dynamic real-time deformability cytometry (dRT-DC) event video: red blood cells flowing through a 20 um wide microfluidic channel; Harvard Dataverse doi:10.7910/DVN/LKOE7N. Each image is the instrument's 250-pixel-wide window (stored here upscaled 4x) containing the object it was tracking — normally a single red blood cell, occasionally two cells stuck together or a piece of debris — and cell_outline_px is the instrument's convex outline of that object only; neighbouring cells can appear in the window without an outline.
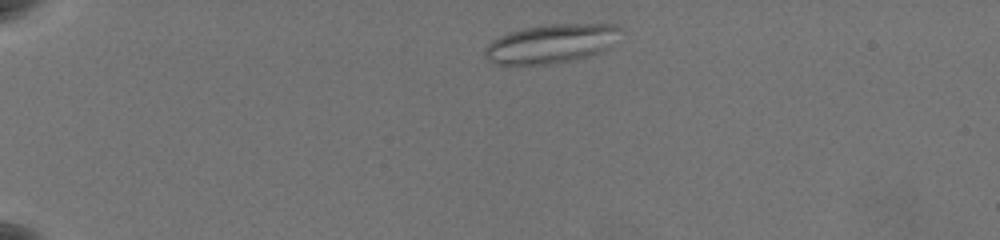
{"species": "common noctule bat (a hibernating species)", "species_latin": "Nyctalus noctula", "temperature_condition": "warm", "stored_images_in_passage": 50, "camera_frame_rate_fps": 3000, "um_per_image_px": 0.085, "animal": {"sex": "female", "body_mass_g": 19.5, "forearm_length_mm": 54.1}, "frame": {"image": 1, "passage_image": 4, "time_ms": 1.0, "image_size_px": [1000, 240], "cell_outline_px": [[620, 28], [604, 48], [588, 56], [548, 64], [496, 64], [488, 60], [484, 56], [484, 48], [492, 40], [508, 32], [524, 28], [552, 24], [616, 24]], "centroid_in_image_um": [46.7, 3.7], "position_along_channel_um": 38.3, "area_um2": 29.77}}
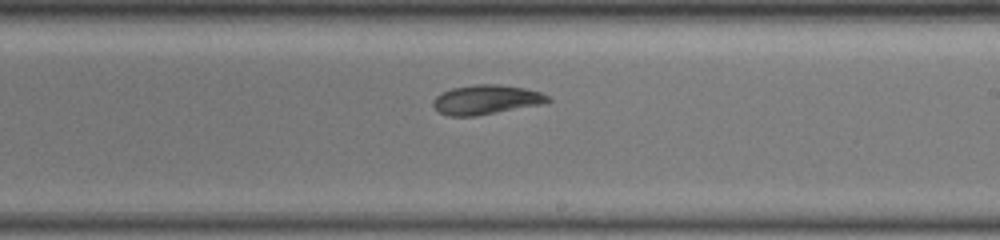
{"frame": {"image": 2, "passage_image": 28, "time_ms": 9.0, "image_size_px": [1000, 240], "cell_outline_px": [[552, 100], [540, 104], [476, 116], [448, 116], [440, 112], [432, 104], [432, 100], [440, 92], [452, 88], [476, 84], [500, 84], [524, 88], [540, 92], [548, 96]], "centroid_in_image_um": [41.28, 8.46], "position_along_channel_um": 247.7, "area_um2": 19.59}}
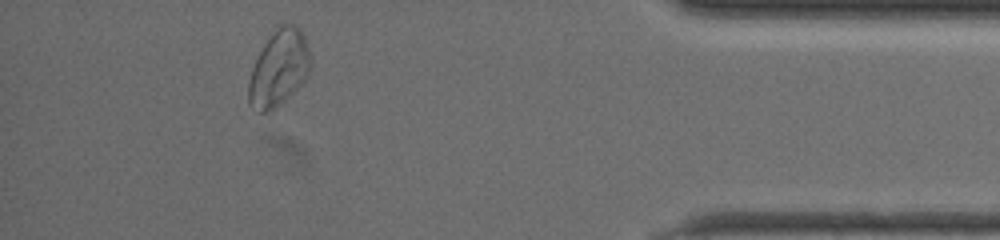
{"frame": {"image": 3, "passage_image": 45, "time_ms": 14.667, "image_size_px": [1000, 240], "cell_outline_px": [[308, 72], [304, 80], [292, 92], [272, 108], [264, 112], [260, 112], [248, 104], [248, 80], [252, 68], [264, 44], [272, 32], [280, 24], [296, 24], [300, 28], [304, 36], [308, 48]], "centroid_in_image_um": [23.66, 5.75], "position_along_channel_um": 411.5, "area_um2": 26.59}, "authors_computed_cell_mechanics": {"area_um2": 22.3975, "velocity_mm_per_s": 3.5591, "shape_relaxation_time_tau1_ms": 7.8064, "shape_relaxation_time_tau2_ms": 4.2251, "deformation_change_tau1": 0.1224, "deformation_change_tau2": 0.0993}}